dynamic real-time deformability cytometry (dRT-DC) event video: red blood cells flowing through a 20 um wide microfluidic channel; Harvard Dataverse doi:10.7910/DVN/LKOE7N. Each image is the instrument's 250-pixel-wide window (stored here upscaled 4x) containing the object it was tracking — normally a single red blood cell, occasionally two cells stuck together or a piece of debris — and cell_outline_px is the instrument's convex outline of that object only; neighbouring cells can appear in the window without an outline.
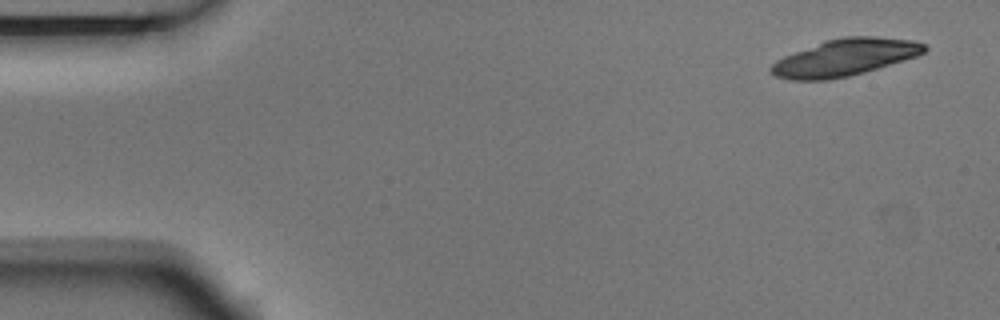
{"species": "Egyptian fruit bat (a non-hibernating species)", "species_latin": "Rousettus aegyptiacus", "temperature_condition": "room temperature", "stored_images_in_passage": 4, "camera_frame_rate_fps": 3000, "um_per_image_px": 0.085, "animal": {"sex": "male"}, "frame": {"image": 1, "passage_image": 1, "time_ms": 0.0, "image_size_px": [1000, 320], "cell_outline_px": [[928, 48], [924, 52], [916, 56], [904, 60], [864, 72], [848, 76], [828, 80], [792, 80], [776, 76], [768, 68], [776, 60], [784, 56], [824, 40], [844, 36], [876, 36], [912, 40], [924, 44]], "centroid_in_image_um": [71.8, 4.88], "position_along_channel_um": 13.2, "area_um2": 32.89}}